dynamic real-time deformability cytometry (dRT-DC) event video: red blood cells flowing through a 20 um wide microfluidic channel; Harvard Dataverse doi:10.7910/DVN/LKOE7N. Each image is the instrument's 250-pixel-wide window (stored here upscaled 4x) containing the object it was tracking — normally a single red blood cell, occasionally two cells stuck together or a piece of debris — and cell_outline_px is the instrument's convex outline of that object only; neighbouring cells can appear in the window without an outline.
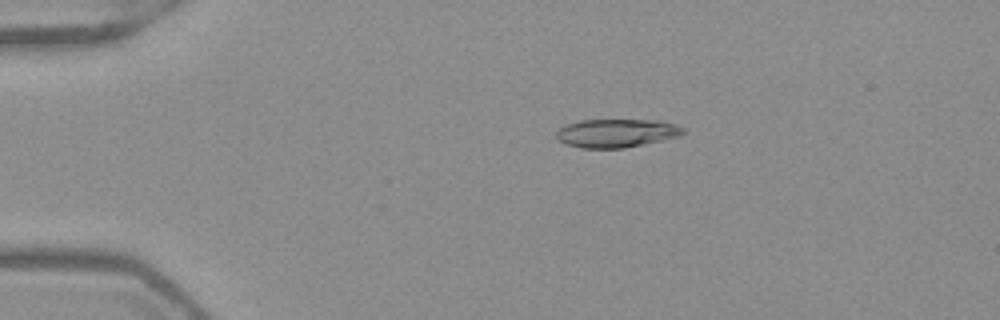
{"species": "Egyptian fruit bat (a non-hibernating species)", "species_latin": "Rousettus aegyptiacus", "temperature_condition": "warm", "stored_images_in_passage": 52, "camera_frame_rate_fps": 3000, "um_per_image_px": 0.085, "frame": {"image": 1, "passage_image": 11, "time_ms": 3.333, "image_size_px": [1000, 320], "cell_outline_px": [[688, 132], [680, 136], [624, 148], [580, 148], [564, 144], [556, 136], [556, 132], [560, 128], [568, 124], [580, 120], [660, 120], [676, 124], [684, 128]], "centroid_in_image_um": [52.44, 11.31], "position_along_channel_um": 32.6, "area_um2": 21.1}}
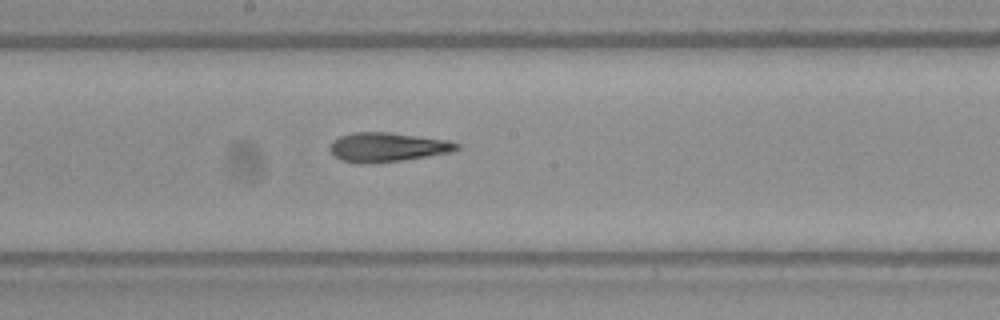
{"frame": {"image": 2, "passage_image": 29, "time_ms": 9.333, "image_size_px": [1000, 320], "cell_outline_px": [[460, 148], [452, 152], [400, 160], [372, 164], [360, 164], [340, 160], [328, 148], [332, 140], [340, 136], [352, 132], [388, 132], [448, 140], [460, 144]], "centroid_in_image_um": [32.9, 12.51], "position_along_channel_um": 215.3, "area_um2": 21.68}}
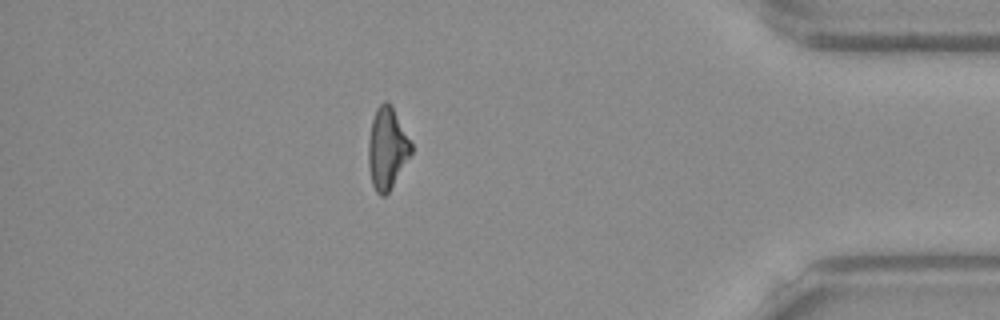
{"frame": {"image": 3, "passage_image": 46, "time_ms": 15.0, "image_size_px": [1000, 320], "cell_outline_px": [[412, 152], [388, 192], [384, 196], [380, 196], [376, 192], [372, 184], [368, 164], [368, 140], [372, 120], [376, 108], [384, 100], [388, 100], [392, 104], [412, 144]], "centroid_in_image_um": [32.89, 12.56], "position_along_channel_um": 402.3, "area_um2": 20.35}, "authors_computed_cell_mechanics": {"area_um2": 21.5016, "velocity_mm_per_s": 3.952, "shape_relaxation_time_tau1_ms": null, "shape_relaxation_time_tau2_ms": 2.8784, "deformation_change_tau1": null, "deformation_change_tau2": 0.1167}}